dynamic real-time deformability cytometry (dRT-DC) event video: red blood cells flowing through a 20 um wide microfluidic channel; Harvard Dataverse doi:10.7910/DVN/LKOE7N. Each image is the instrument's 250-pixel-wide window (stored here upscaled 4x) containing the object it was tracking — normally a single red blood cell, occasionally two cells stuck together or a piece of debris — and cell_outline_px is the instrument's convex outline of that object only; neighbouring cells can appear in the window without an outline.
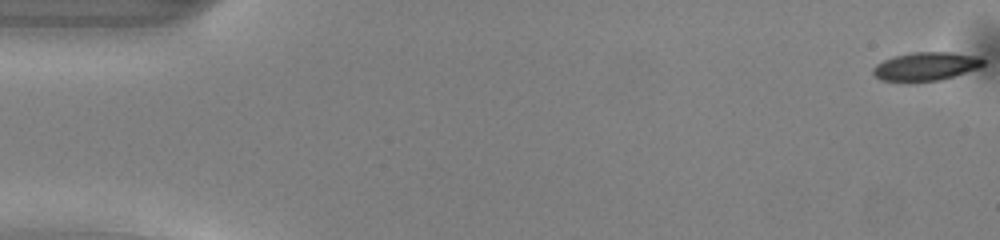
{"species": "common noctule bat (a hibernating species)", "species_latin": "Nyctalus noctula", "temperature_condition": "warm", "stored_images_in_passage": 51, "camera_frame_rate_fps": 3000, "um_per_image_px": 0.085, "animal": {"sex": "male", "body_mass_g": 13.0, "forearm_length_mm": 53.1}, "frame": {"image": 1, "passage_image": 1, "time_ms": 0.0, "image_size_px": [1000, 240], "cell_outline_px": [[984, 64], [980, 68], [940, 80], [908, 84], [880, 80], [872, 72], [872, 68], [876, 64], [884, 60], [896, 56], [912, 52], [952, 52], [980, 56], [984, 60]], "centroid_in_image_um": [78.68, 5.67], "position_along_channel_um": 6.3, "area_um2": 18.84}}
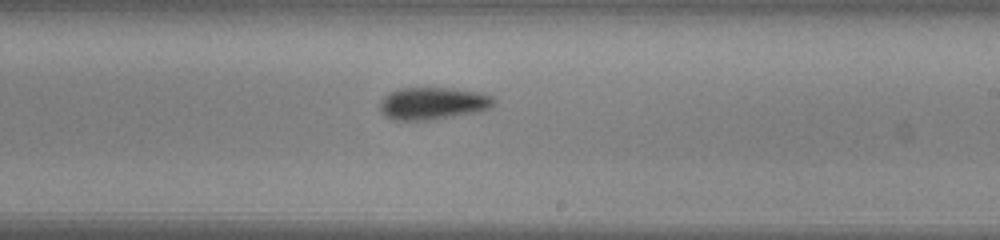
{"frame": {"image": 2, "passage_image": 30, "time_ms": 9.667, "image_size_px": [1000, 240], "cell_outline_px": [[496, 104], [492, 108], [480, 112], [424, 120], [392, 120], [384, 116], [380, 108], [380, 100], [388, 92], [400, 88], [448, 88], [480, 92], [492, 96], [496, 100]], "centroid_in_image_um": [36.81, 8.78], "position_along_channel_um": 252.2, "area_um2": 21.68}}
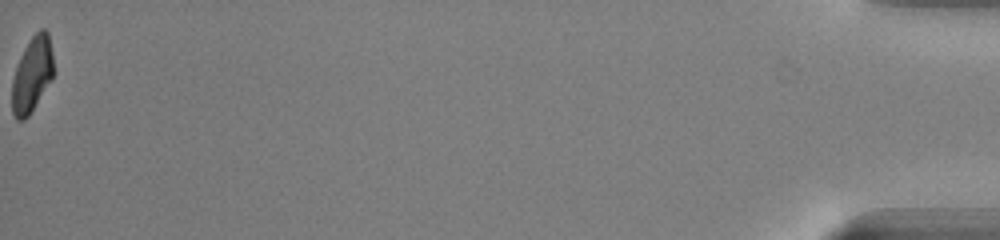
{"frame": {"image": 3, "passage_image": 51, "time_ms": 16.667, "image_size_px": [1000, 240], "cell_outline_px": [[56, 72], [52, 80], [28, 116], [24, 120], [16, 120], [12, 112], [12, 80], [20, 56], [24, 48], [32, 36], [40, 28], [44, 28], [48, 32]], "centroid_in_image_um": [2.76, 6.32], "position_along_channel_um": 432.4, "area_um2": 18.5}, "authors_computed_cell_mechanics": {"area_um2": 20.1144, "velocity_mm_per_s": 4.11, "shape_relaxation_time_tau1_ms": 2.7276, "shape_relaxation_time_tau2_ms": 6.8379, "deformation_change_tau1": 0.1355, "deformation_change_tau2": 0.1558}}